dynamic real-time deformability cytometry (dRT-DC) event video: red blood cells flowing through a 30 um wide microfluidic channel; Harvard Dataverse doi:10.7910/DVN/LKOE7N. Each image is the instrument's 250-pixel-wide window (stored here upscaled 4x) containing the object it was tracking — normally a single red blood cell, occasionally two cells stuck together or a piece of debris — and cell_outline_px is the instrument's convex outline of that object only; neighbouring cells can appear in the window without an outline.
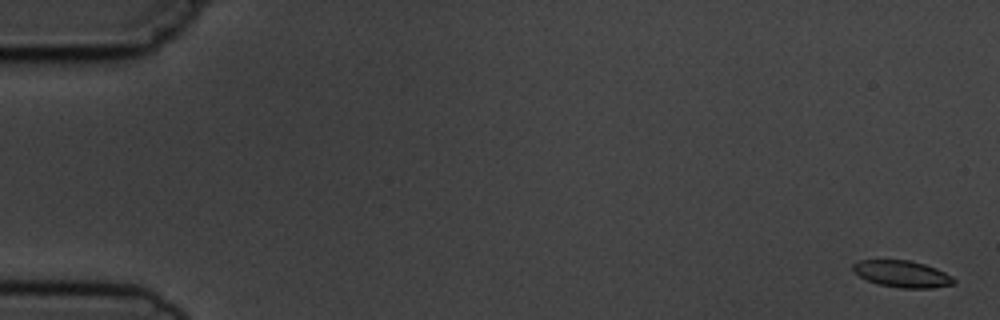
{"species": "common noctule bat (a hibernating species)", "species_latin": "Nyctalus noctula", "temperature_condition": "cold", "stored_images_in_passage": 5, "camera_frame_rate_fps": 3000, "um_per_image_px": 0.085, "animal": {"sex": "male", "body_mass_g": 19.5, "forearm_length_mm": 54.6}, "frame": {"image": 1, "passage_image": 1, "time_ms": 0.0, "image_size_px": [1000, 320], "cell_outline_px": [[956, 284], [932, 288], [900, 288], [880, 284], [868, 280], [852, 272], [852, 264], [860, 260], [912, 260], [936, 268], [952, 276], [956, 280]], "centroid_in_image_um": [76.7, 23.28], "position_along_channel_um": 8.3, "area_um2": 15.78}}
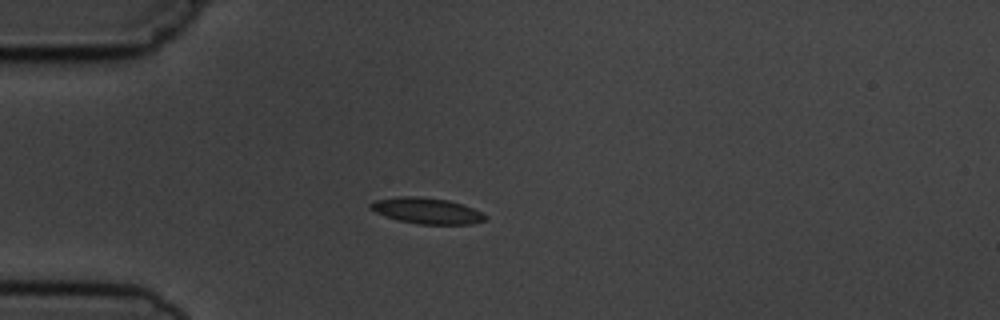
{"frame": {"image": 2, "passage_image": 5, "time_ms": 4.667, "image_size_px": [1000, 320], "cell_outline_px": [[488, 216], [484, 220], [472, 224], [420, 224], [396, 220], [384, 216], [368, 208], [368, 204], [376, 200], [400, 196], [416, 196], [448, 200], [472, 208]], "centroid_in_image_um": [36.23, 17.92], "position_along_channel_um": 48.8, "area_um2": 17.28}}